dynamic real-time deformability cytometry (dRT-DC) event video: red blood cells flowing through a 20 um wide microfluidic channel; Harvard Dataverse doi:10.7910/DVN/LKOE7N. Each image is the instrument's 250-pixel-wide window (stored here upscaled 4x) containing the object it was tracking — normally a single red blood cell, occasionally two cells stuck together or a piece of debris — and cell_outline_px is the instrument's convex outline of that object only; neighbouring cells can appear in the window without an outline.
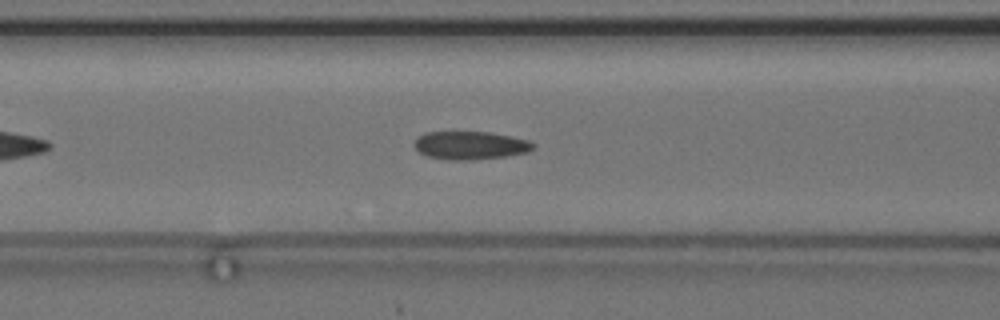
{"species": "common noctule bat (a hibernating species)", "species_latin": "Nyctalus noctula", "temperature_condition": "cold", "stored_images_in_passage": 40, "camera_frame_rate_fps": 3000, "um_per_image_px": 0.085, "animal": {"sex": "female", "body_mass_g": 24.6, "forearm_length_mm": 56.2}, "frame": {"image": 1, "passage_image": 12, "time_ms": 3.667, "image_size_px": [1000, 320], "cell_outline_px": [[536, 144], [528, 152], [504, 156], [472, 160], [448, 160], [428, 156], [420, 152], [416, 148], [416, 140], [424, 132], [488, 132], [512, 136], [528, 140]], "centroid_in_image_um": [40.0, 12.35], "position_along_channel_um": 126.6, "area_um2": 19.31}, "authors_computed_cell_mechanics": {"area_um2": 19.8543, "velocity_mm_per_s": 3.6719, "shape_relaxation_time_tau1_ms": 7.2328, "shape_relaxation_time_tau2_ms": 2.1629, "deformation_change_tau1": 0.1714, "deformation_change_tau2": 0.0931}}